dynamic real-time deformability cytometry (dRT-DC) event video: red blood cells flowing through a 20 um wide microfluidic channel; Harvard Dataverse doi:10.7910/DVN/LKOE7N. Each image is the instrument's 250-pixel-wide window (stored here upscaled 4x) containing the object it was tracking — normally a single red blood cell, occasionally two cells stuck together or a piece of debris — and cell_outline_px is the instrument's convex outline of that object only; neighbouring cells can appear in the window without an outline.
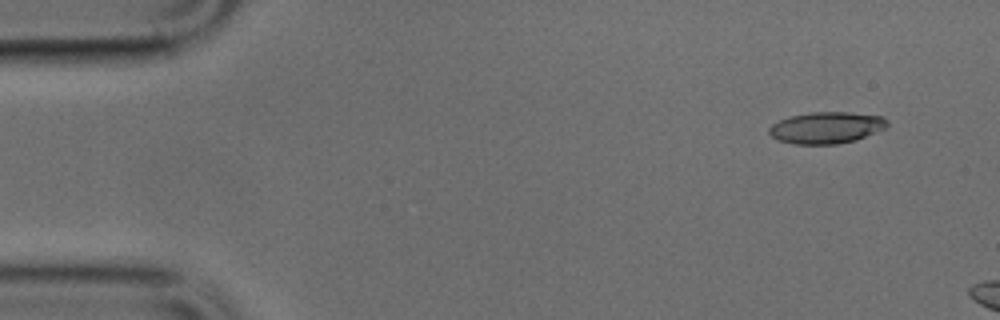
{"species": "common noctule bat (a hibernating species)", "species_latin": "Nyctalus noctula", "temperature_condition": "cold", "stored_images_in_passage": 6, "camera_frame_rate_fps": 3000, "um_per_image_px": 0.085, "animal": {"sex": "male", "body_mass_g": 17.9, "forearm_length_mm": 54.2}, "frame": {"image": 1, "passage_image": 1, "time_ms": 0.0, "image_size_px": [1000, 320], "cell_outline_px": [[888, 128], [856, 140], [836, 144], [796, 144], [780, 140], [772, 136], [768, 132], [768, 128], [772, 124], [788, 116], [812, 112], [848, 112], [880, 116], [888, 120]], "centroid_in_image_um": [70.27, 10.85], "position_along_channel_um": 14.7, "area_um2": 21.79}}